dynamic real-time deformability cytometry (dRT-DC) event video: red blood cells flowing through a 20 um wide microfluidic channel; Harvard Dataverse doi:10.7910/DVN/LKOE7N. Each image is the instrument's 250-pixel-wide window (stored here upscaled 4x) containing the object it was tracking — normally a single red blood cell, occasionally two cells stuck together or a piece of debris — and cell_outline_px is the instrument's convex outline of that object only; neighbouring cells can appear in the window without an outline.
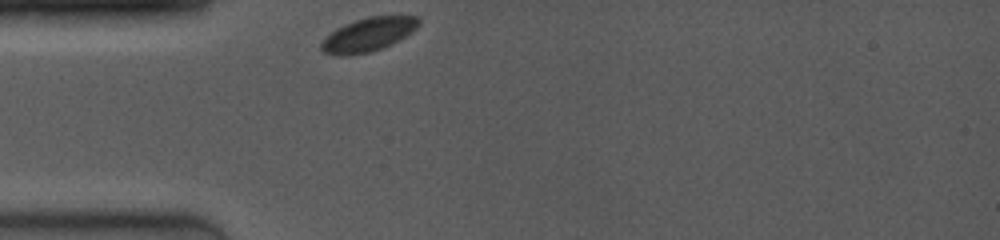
{"species": "common noctule bat (a hibernating species)", "species_latin": "Nyctalus noctula", "temperature_condition": "room temperature", "stored_images_in_passage": 27, "camera_frame_rate_fps": 4000, "um_per_image_px": 0.085, "animal": {"sex": "female", "body_mass_g": 19.0, "forearm_length_mm": 53.3}, "frame": {"image": 1, "passage_image": 1, "time_ms": 0.0, "image_size_px": [1000, 240], "cell_outline_px": [[420, 24], [416, 28], [404, 36], [380, 48], [368, 52], [324, 52], [320, 48], [320, 44], [336, 28], [356, 20], [372, 16], [416, 16], [420, 20]], "centroid_in_image_um": [31.36, 2.87], "position_along_channel_um": 53.6, "area_um2": 17.8}}
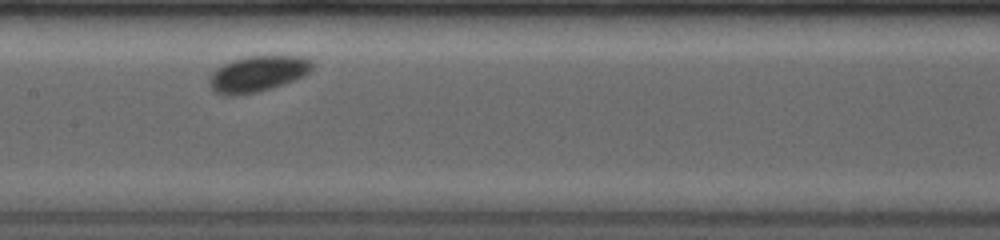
{"frame": {"image": 2, "passage_image": 9, "time_ms": 3.75, "image_size_px": [1000, 240], "cell_outline_px": [[312, 68], [308, 72], [292, 80], [256, 92], [232, 96], [224, 96], [216, 92], [212, 88], [208, 80], [216, 68], [224, 64], [248, 56], [296, 56], [308, 60], [312, 64]], "centroid_in_image_um": [21.83, 6.28], "position_along_channel_um": 185.6, "area_um2": 20.75}}
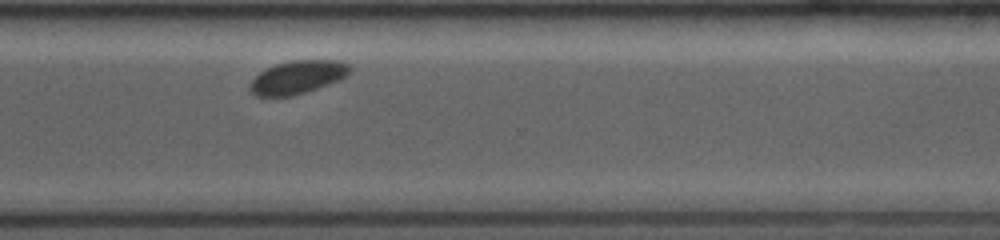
{"frame": {"image": 3, "passage_image": 26, "time_ms": 8.0, "image_size_px": [1000, 240], "cell_outline_px": [[352, 72], [340, 80], [292, 96], [256, 96], [248, 88], [248, 84], [260, 72], [276, 64], [292, 60], [336, 60], [348, 64], [352, 68]], "centroid_in_image_um": [25.31, 6.56], "position_along_channel_um": 345.3, "area_um2": 19.25}}